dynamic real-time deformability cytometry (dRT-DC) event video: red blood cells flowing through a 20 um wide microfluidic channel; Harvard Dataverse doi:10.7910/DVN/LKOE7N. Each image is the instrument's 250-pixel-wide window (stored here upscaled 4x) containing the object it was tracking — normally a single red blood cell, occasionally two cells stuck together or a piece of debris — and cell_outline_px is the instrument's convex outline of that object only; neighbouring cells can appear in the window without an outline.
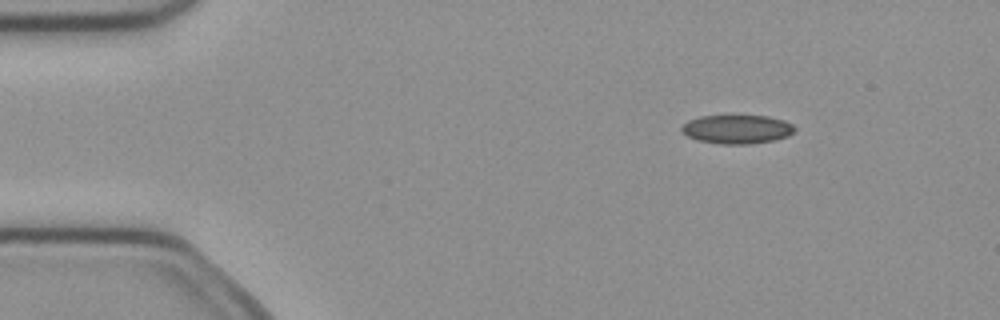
{"species": "common noctule bat (a hibernating species)", "species_latin": "Nyctalus noctula", "temperature_condition": "cold", "stored_images_in_passage": 5, "camera_frame_rate_fps": 3000, "um_per_image_px": 0.085, "animal": {"sex": "female", "body_mass_g": 21.9}, "frame": {"image": 1, "passage_image": 2, "time_ms": 0.333, "image_size_px": [1000, 320], "cell_outline_px": [[796, 132], [788, 136], [772, 140], [748, 144], [720, 144], [696, 140], [688, 136], [680, 128], [688, 120], [700, 116], [768, 116], [784, 120], [792, 124], [796, 128]], "centroid_in_image_um": [62.67, 10.98], "position_along_channel_um": 22.3, "area_um2": 18.96}}